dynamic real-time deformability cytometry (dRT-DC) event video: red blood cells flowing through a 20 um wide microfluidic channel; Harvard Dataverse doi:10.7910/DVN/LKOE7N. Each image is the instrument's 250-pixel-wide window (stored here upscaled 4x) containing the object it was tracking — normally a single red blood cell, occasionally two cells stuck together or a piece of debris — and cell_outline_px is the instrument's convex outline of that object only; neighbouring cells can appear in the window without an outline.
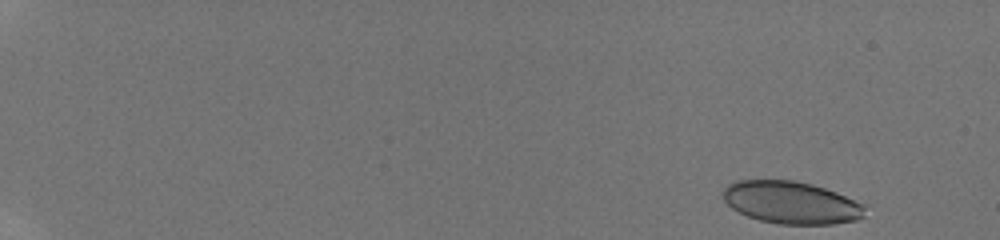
{"species": "human", "species_latin": "Homo sapiens", "temperature_condition": "room temperature", "stored_images_in_passage": 26, "camera_frame_rate_fps": 3000, "um_per_image_px": 0.085, "donor": {"sex": "male"}, "frame": {"image": 1, "passage_image": 1, "time_ms": 0.0, "image_size_px": [1000, 240], "cell_outline_px": [[868, 204], [864, 216], [856, 220], [832, 224], [780, 224], [760, 220], [748, 216], [732, 208], [724, 200], [720, 192], [728, 184], [736, 180], [792, 180], [812, 184], [836, 192]], "centroid_in_image_um": [67.28, 17.21], "position_along_channel_um": 17.7, "area_um2": 35.37}}
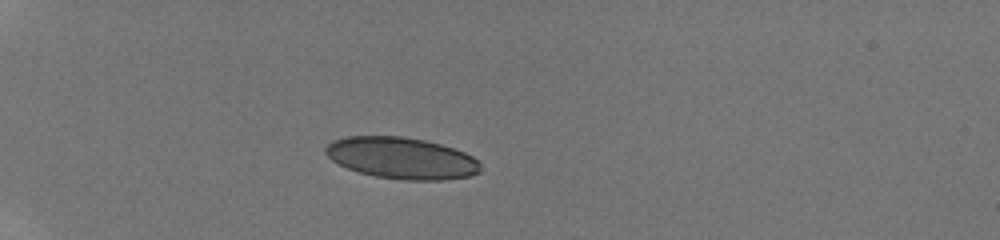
{"frame": {"image": 2, "passage_image": 21, "time_ms": 4.333, "image_size_px": [1000, 240], "cell_outline_px": [[480, 172], [472, 176], [444, 180], [404, 180], [376, 176], [360, 172], [348, 168], [332, 160], [324, 152], [324, 148], [332, 140], [348, 136], [400, 136], [424, 140], [440, 144], [464, 152], [472, 156], [480, 164]], "centroid_in_image_um": [34.14, 13.44], "position_along_channel_um": 50.9, "area_um2": 37.4}}